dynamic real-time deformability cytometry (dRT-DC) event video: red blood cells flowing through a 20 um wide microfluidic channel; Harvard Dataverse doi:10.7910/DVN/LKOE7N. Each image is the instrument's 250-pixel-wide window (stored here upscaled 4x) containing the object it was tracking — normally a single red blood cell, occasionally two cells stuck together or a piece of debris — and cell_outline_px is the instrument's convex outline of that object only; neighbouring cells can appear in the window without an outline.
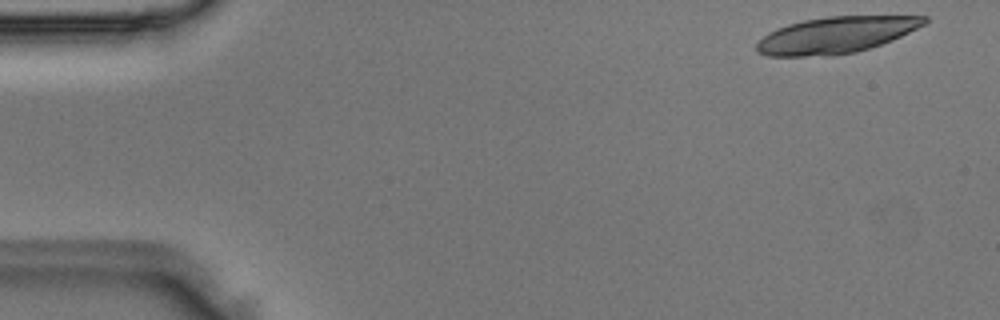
{"species": "Egyptian fruit bat (a non-hibernating species)", "species_latin": "Rousettus aegyptiacus", "temperature_condition": "room temperature", "stored_images_in_passage": 45, "camera_frame_rate_fps": 3000, "um_per_image_px": 0.085, "animal": {"sex": "male"}, "frame": {"image": 1, "passage_image": 2, "time_ms": 0.333, "image_size_px": [1000, 320], "cell_outline_px": [[928, 20], [924, 24], [892, 40], [856, 52], [832, 56], [768, 56], [756, 52], [756, 44], [768, 32], [776, 28], [788, 24], [804, 20], [828, 16], [928, 16]], "centroid_in_image_um": [71.01, 2.98], "position_along_channel_um": 14.0, "area_um2": 35.43}}
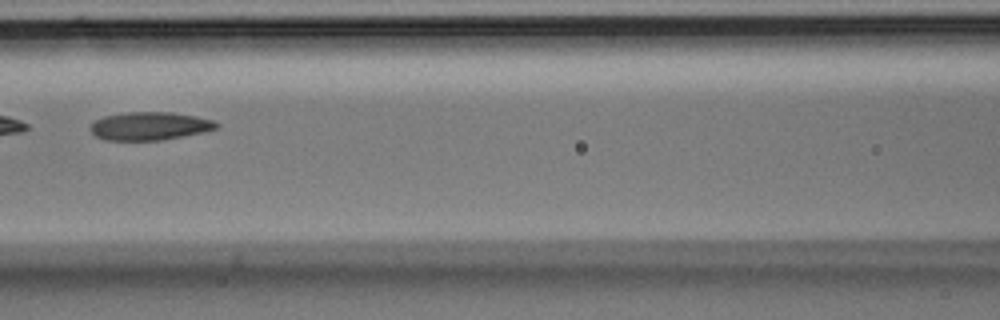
{"frame": {"image": 2, "passage_image": 21, "time_ms": 6.667, "image_size_px": [1000, 320], "cell_outline_px": [[220, 124], [216, 128], [204, 132], [160, 140], [108, 140], [96, 136], [88, 128], [96, 120], [104, 116], [128, 112], [172, 112], [212, 120]], "centroid_in_image_um": [12.71, 10.71], "position_along_channel_um": 153.9, "area_um2": 20.4}}
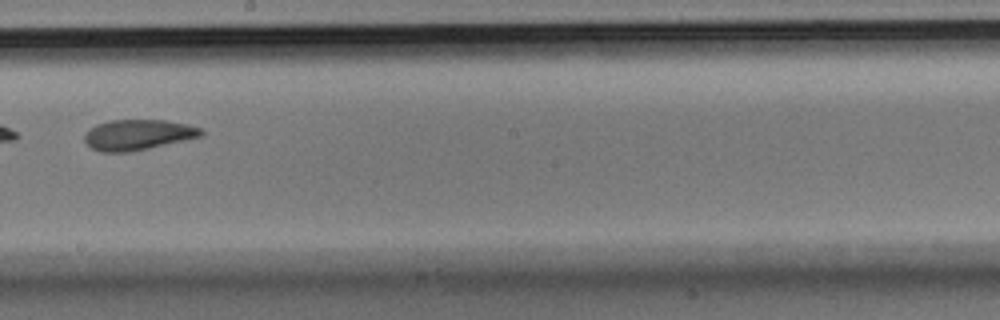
{"frame": {"image": 3, "passage_image": 27, "time_ms": 8.667, "image_size_px": [1000, 320], "cell_outline_px": [[204, 136], [132, 152], [100, 152], [92, 148], [84, 140], [84, 136], [88, 128], [96, 124], [108, 120], [164, 120], [188, 124], [200, 128], [204, 132]], "centroid_in_image_um": [11.72, 11.45], "position_along_channel_um": 236.5, "area_um2": 20.98}}